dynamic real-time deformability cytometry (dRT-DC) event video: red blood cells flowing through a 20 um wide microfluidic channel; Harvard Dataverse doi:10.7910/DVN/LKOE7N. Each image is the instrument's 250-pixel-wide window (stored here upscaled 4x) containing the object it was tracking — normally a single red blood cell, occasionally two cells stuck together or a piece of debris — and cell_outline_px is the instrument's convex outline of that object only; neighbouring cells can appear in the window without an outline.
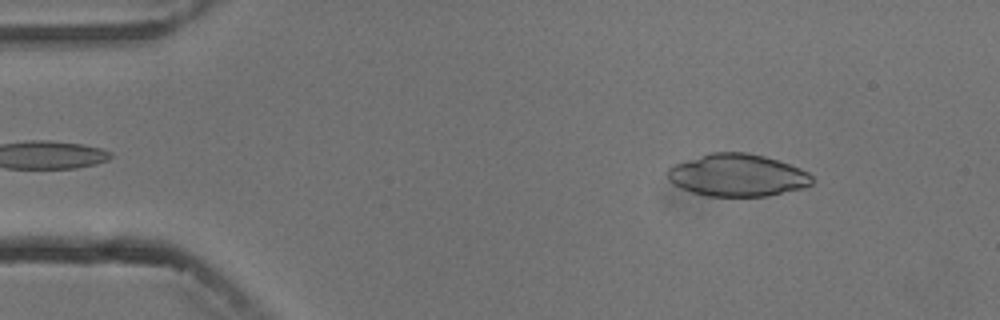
{"species": "common noctule bat (a hibernating species)", "species_latin": "Nyctalus noctula", "temperature_condition": "cold", "stored_images_in_passage": 4, "camera_frame_rate_fps": 3000, "um_per_image_px": 0.085, "animal": {"sex": "male", "body_mass_g": 13.3}, "frame": {"image": 1, "passage_image": 1, "time_ms": 0.0, "image_size_px": [1000, 320], "cell_outline_px": [[812, 184], [804, 188], [768, 196], [708, 196], [692, 192], [680, 188], [672, 184], [668, 180], [664, 172], [668, 168], [676, 164], [712, 152], [744, 152], [764, 156], [800, 168], [808, 172], [812, 176]], "centroid_in_image_um": [62.66, 14.91], "position_along_channel_um": 22.3, "area_um2": 35.66}}